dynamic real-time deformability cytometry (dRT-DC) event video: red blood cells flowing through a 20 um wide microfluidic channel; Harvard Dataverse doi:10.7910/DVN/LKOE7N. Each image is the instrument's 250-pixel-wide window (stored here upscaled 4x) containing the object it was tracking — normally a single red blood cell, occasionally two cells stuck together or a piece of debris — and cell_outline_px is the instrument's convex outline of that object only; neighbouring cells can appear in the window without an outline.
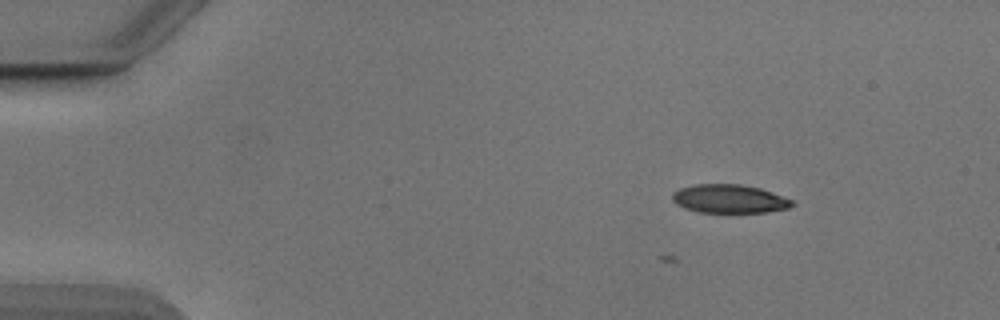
{"species": "Egyptian fruit bat (a non-hibernating species)", "species_latin": "Rousettus aegyptiacus", "temperature_condition": "cold", "stored_images_in_passage": 7, "camera_frame_rate_fps": 3000, "um_per_image_px": 0.085, "animal": {"sex": "male"}, "frame": {"image": 1, "passage_image": 7, "time_ms": 2.0, "image_size_px": [1000, 320], "cell_outline_px": [[796, 204], [788, 208], [768, 212], [700, 212], [684, 208], [676, 204], [672, 200], [672, 192], [680, 188], [692, 184], [740, 184], [760, 188], [792, 200]], "centroid_in_image_um": [61.96, 16.89], "position_along_channel_um": 23.0, "area_um2": 19.94}}